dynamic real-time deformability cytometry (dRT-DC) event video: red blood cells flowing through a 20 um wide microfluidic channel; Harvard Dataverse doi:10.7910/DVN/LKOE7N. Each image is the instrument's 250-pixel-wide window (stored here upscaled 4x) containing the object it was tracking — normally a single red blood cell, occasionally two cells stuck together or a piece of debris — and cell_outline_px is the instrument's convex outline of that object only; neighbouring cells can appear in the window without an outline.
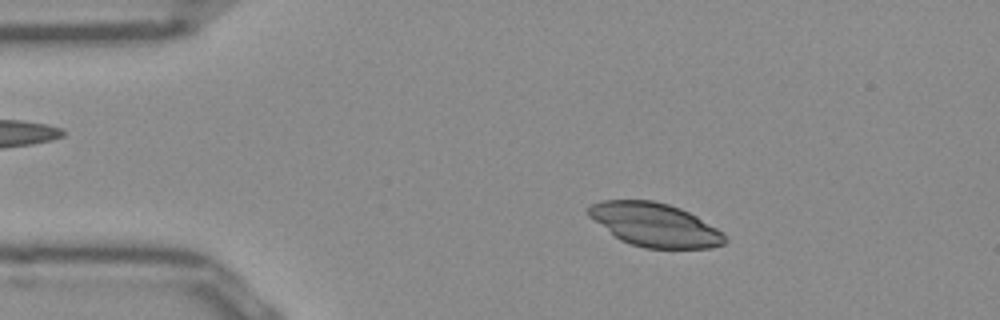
{"species": "Egyptian fruit bat (a non-hibernating species)", "species_latin": "Rousettus aegyptiacus", "temperature_condition": "room temperature", "stored_images_in_passage": 44, "camera_frame_rate_fps": 3000, "um_per_image_px": 0.085, "frame": {"image": 1, "passage_image": 2, "time_ms": 0.333, "image_size_px": [1000, 320], "cell_outline_px": [[728, 240], [724, 244], [712, 248], [644, 248], [620, 240], [588, 216], [588, 208], [592, 204], [604, 200], [652, 200], [668, 204], [680, 208], [696, 216], [716, 228]], "centroid_in_image_um": [55.65, 19.11], "position_along_channel_um": 29.3, "area_um2": 34.28}}